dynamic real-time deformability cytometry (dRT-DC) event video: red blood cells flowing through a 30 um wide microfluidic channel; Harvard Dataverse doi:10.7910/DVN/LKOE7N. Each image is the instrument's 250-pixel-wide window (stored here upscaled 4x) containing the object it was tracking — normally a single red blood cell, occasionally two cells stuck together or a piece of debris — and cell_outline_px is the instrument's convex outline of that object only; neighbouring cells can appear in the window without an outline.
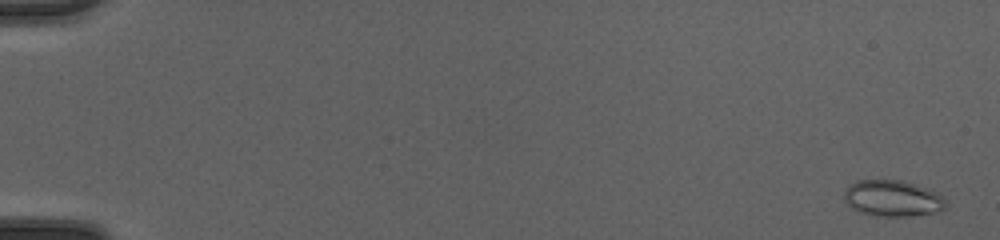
{"species": "common noctule bat (a hibernating species)", "species_latin": "Nyctalus noctula", "temperature_condition": "cold", "stored_images_in_passage": 50, "camera_frame_rate_fps": 3000, "um_per_image_px": 0.085, "animal": {"sex": "female", "body_mass_g": 20.0, "forearm_length_mm": 54.0}, "frame": {"image": 1, "passage_image": 2, "time_ms": 0.333, "image_size_px": [1000, 240], "cell_outline_px": [[944, 208], [932, 212], [908, 216], [872, 216], [860, 212], [852, 208], [844, 200], [844, 192], [848, 184], [856, 180], [904, 180], [936, 192], [944, 196]], "centroid_in_image_um": [75.8, 16.84], "position_along_channel_um": 9.2, "area_um2": 21.39}}
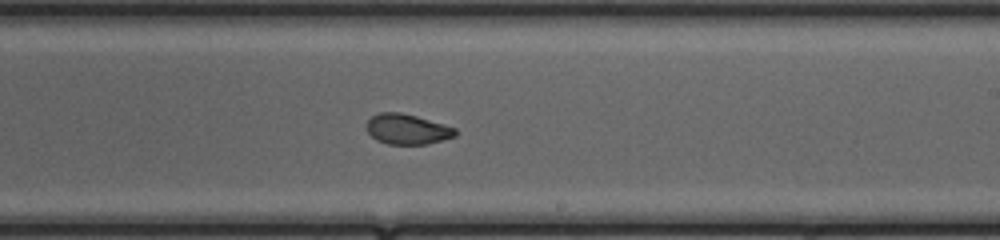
{"frame": {"image": 2, "passage_image": 32, "time_ms": 10.333, "image_size_px": [1000, 240], "cell_outline_px": [[456, 136], [428, 144], [388, 144], [376, 140], [368, 132], [368, 120], [372, 116], [380, 112], [400, 112], [416, 116], [456, 128]], "centroid_in_image_um": [34.62, 10.98], "position_along_channel_um": 254.4, "area_um2": 15.49}}
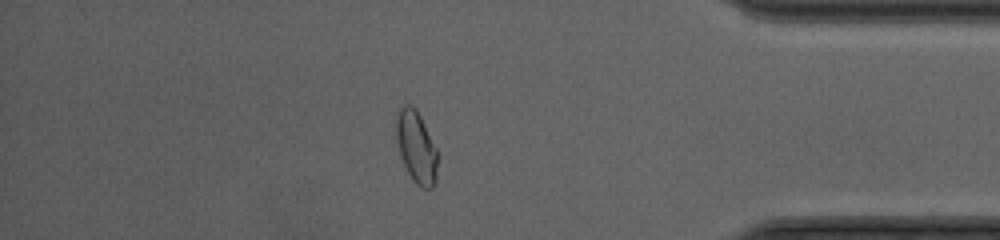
{"frame": {"image": 3, "passage_image": 44, "time_ms": 14.333, "image_size_px": [1000, 240], "cell_outline_px": [[440, 156], [436, 180], [432, 188], [424, 188], [416, 184], [412, 180], [400, 156], [396, 140], [396, 112], [400, 104], [408, 104], [416, 108]], "centroid_in_image_um": [35.39, 12.49], "position_along_channel_um": 399.8, "area_um2": 17.74}, "authors_computed_cell_mechanics": {"area_um2": 17.7735, "velocity_mm_per_s": 4.2753, "shape_relaxation_time_tau1_ms": 8.2078, "shape_relaxation_time_tau2_ms": 1.0424, "deformation_change_tau1": 0.168, "deformation_change_tau2": 0.0549}}